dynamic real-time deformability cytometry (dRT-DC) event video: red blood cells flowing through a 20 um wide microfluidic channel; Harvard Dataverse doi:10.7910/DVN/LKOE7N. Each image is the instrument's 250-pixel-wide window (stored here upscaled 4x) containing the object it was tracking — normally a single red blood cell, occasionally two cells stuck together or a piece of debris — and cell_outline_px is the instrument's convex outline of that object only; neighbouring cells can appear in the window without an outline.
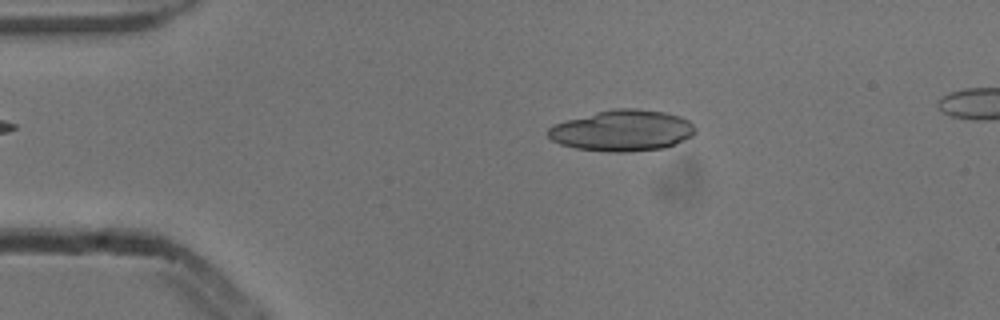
{"species": "common noctule bat (a hibernating species)", "species_latin": "Nyctalus noctula", "temperature_condition": "cold", "stored_images_in_passage": 5, "camera_frame_rate_fps": 3000, "um_per_image_px": 0.085, "animal": {"sex": "male", "body_mass_g": 13.3}, "frame": {"image": 1, "passage_image": 3, "time_ms": 0.667, "image_size_px": [1000, 320], "cell_outline_px": [[696, 132], [692, 136], [684, 140], [664, 148], [624, 152], [608, 152], [576, 148], [560, 144], [552, 140], [548, 136], [548, 128], [552, 124], [596, 112], [612, 108], [636, 108], [664, 112], [680, 116], [688, 120], [696, 128]], "centroid_in_image_um": [52.9, 11.09], "position_along_channel_um": 32.1, "area_um2": 35.32}}